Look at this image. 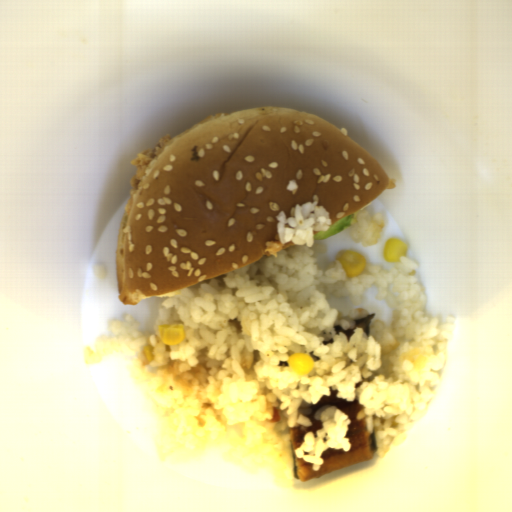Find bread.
I'll return each mask as SVG.
<instances>
[{
	"label": "bread",
	"instance_id": "8d2b1439",
	"mask_svg": "<svg viewBox=\"0 0 512 512\" xmlns=\"http://www.w3.org/2000/svg\"><path fill=\"white\" fill-rule=\"evenodd\" d=\"M392 181L368 152L299 109L217 112L171 137L131 189L118 226V298L133 306L246 267L295 245L277 216L317 202L331 226Z\"/></svg>",
	"mask_w": 512,
	"mask_h": 512
}]
</instances>
